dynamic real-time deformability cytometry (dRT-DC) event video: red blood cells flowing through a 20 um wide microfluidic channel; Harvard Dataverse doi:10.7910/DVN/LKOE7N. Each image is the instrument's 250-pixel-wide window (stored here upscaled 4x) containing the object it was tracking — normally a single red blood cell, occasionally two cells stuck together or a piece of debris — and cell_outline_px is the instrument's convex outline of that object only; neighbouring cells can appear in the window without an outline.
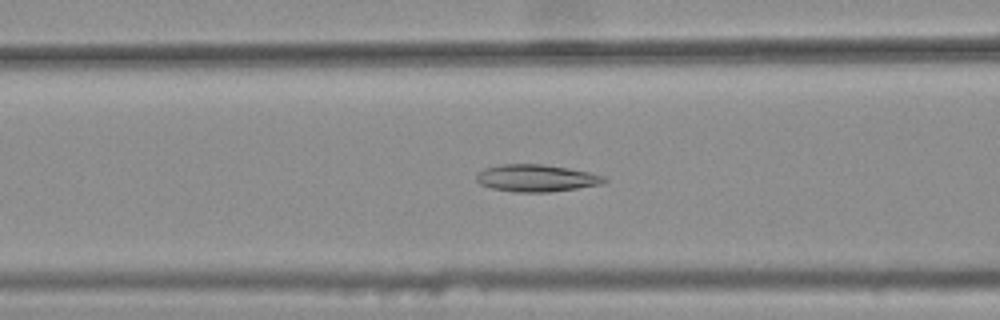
{"species": "common noctule bat (a hibernating species)", "species_latin": "Nyctalus noctula", "temperature_condition": "warm", "stored_images_in_passage": 44, "camera_frame_rate_fps": 3000, "um_per_image_px": 0.085, "animal": {"sex": "female", "body_mass_g": 25.1}, "frame": {"image": 1, "passage_image": 20, "time_ms": 6.333, "image_size_px": [1000, 320], "cell_outline_px": [[608, 180], [600, 184], [576, 188], [548, 192], [516, 192], [492, 188], [480, 184], [476, 180], [476, 176], [484, 168], [500, 164], [544, 164], [568, 168], [588, 172], [604, 176]], "centroid_in_image_um": [45.57, 15.13], "position_along_channel_um": 121.0, "area_um2": 20.06}}
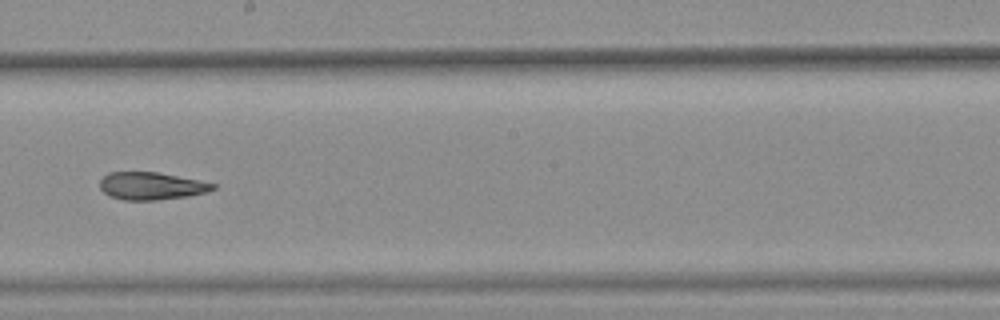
{"frame": {"image": 2, "passage_image": 29, "time_ms": 9.333, "image_size_px": [1000, 320], "cell_outline_px": [[216, 188], [204, 192], [188, 196], [156, 200], [124, 200], [108, 196], [100, 188], [100, 180], [108, 172], [156, 172], [216, 184]], "centroid_in_image_um": [12.8, 15.81], "position_along_channel_um": 235.4, "area_um2": 17.92}}
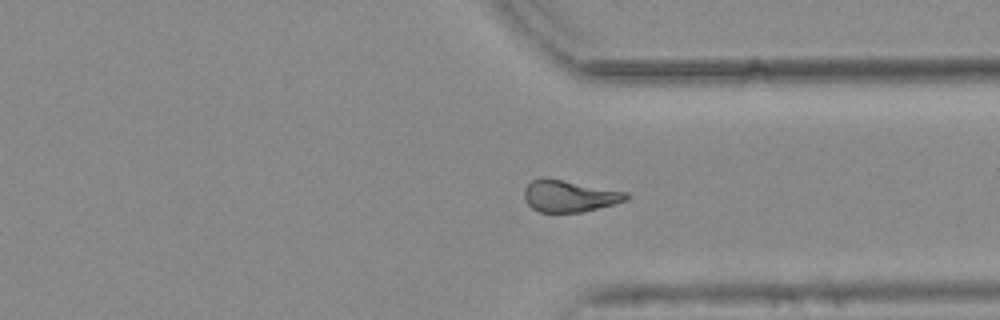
{"frame": {"image": 3, "passage_image": 39, "time_ms": 12.667, "image_size_px": [1000, 320], "cell_outline_px": [[628, 196], [624, 200], [612, 204], [580, 212], [540, 212], [532, 208], [524, 200], [524, 188], [532, 180], [540, 176], [544, 176], [628, 192]], "centroid_in_image_um": [48.32, 16.63], "position_along_channel_um": 363.1, "area_um2": 18.84}, "authors_computed_cell_mechanics": {"area_um2": 19.6809, "velocity_mm_per_s": 3.8184, "shape_relaxation_time_tau1_ms": null, "shape_relaxation_time_tau2_ms": 5.7595, "deformation_change_tau1": null, "deformation_change_tau2": 0.1433}}